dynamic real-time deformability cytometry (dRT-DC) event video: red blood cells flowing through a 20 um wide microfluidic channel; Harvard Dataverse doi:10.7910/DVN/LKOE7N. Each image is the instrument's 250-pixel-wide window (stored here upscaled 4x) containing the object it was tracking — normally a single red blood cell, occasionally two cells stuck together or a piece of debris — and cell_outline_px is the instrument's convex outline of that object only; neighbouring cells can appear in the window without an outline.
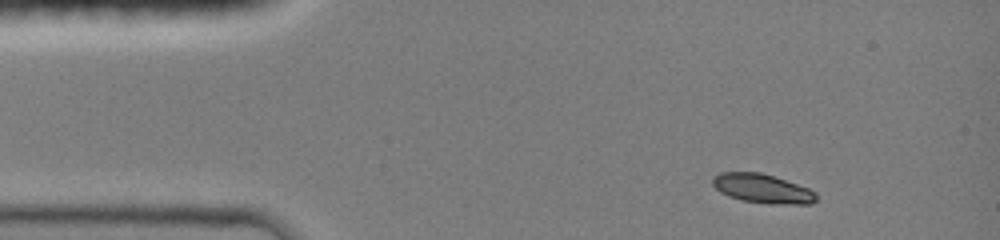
{"species": "common noctule bat (a hibernating species)", "species_latin": "Nyctalus noctula", "temperature_condition": "room temperature", "stored_images_in_passage": 34, "camera_frame_rate_fps": 3000, "um_per_image_px": 0.085, "animal": {"sex": "female", "body_mass_g": 19.0, "forearm_length_mm": 51.5}, "frame": {"image": 1, "passage_image": 1, "time_ms": 0.0, "image_size_px": [1000, 240], "cell_outline_px": [[816, 200], [812, 204], [768, 204], [740, 200], [728, 196], [720, 192], [712, 184], [712, 176], [720, 172], [760, 172], [808, 188], [816, 192]], "centroid_in_image_um": [64.77, 16.04], "position_along_channel_um": 20.2, "area_um2": 17.63}}
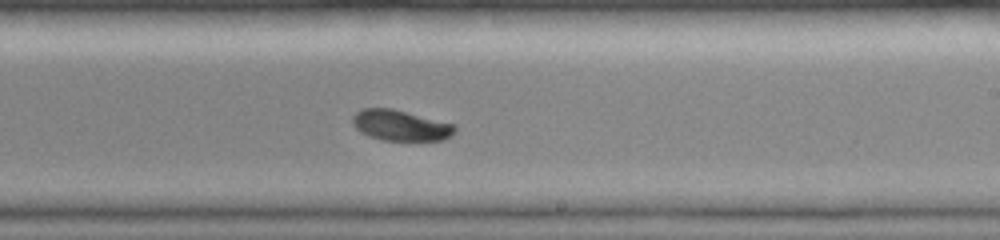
{"frame": {"image": 2, "passage_image": 18, "time_ms": 7.333, "image_size_px": [1000, 240], "cell_outline_px": [[456, 132], [452, 136], [444, 140], [380, 140], [368, 136], [360, 132], [352, 124], [352, 116], [360, 108], [392, 108], [456, 124]], "centroid_in_image_um": [34.05, 10.65], "position_along_channel_um": 254.9, "area_um2": 18.61}}
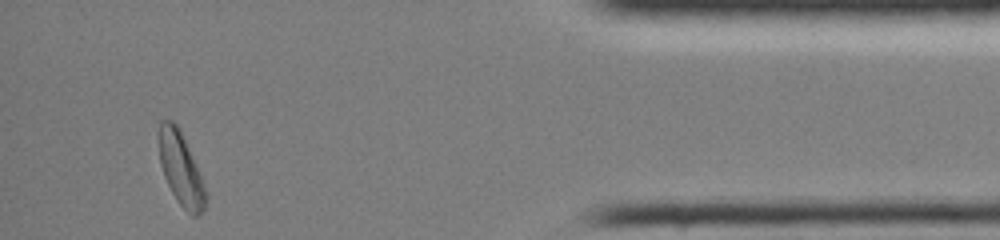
{"frame": {"image": 3, "passage_image": 33, "time_ms": 12.333, "image_size_px": [1000, 240], "cell_outline_px": [[208, 196], [204, 208], [196, 216], [192, 216], [176, 200], [164, 176], [160, 164], [160, 120], [172, 120], [180, 128], [200, 176]], "centroid_in_image_um": [15.38, 14.37], "position_along_channel_um": 419.8, "area_um2": 19.31}, "authors_computed_cell_mechanics": {"area_um2": 18.8717, "velocity_mm_per_s": 4.1529, "shape_relaxation_time_tau1_ms": 4.226, "shape_relaxation_time_tau2_ms": null, "deformation_change_tau1": 0.1326, "deformation_change_tau2": null}}